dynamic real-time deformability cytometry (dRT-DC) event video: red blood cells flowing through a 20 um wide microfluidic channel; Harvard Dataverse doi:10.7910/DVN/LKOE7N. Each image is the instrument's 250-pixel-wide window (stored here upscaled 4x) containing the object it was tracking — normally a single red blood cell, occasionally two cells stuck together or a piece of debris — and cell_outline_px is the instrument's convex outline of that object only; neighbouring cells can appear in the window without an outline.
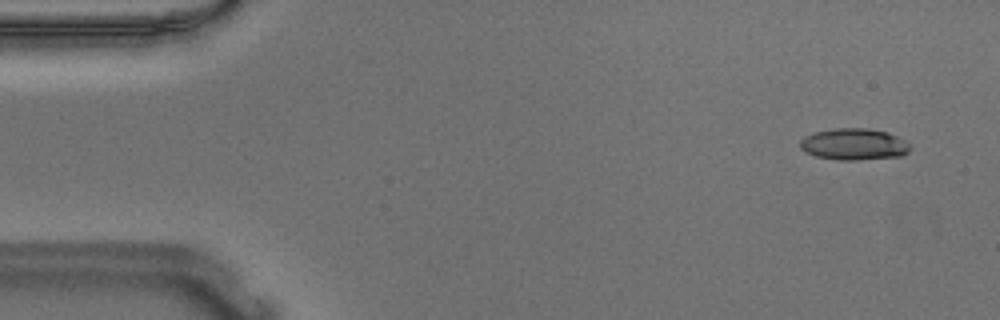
{"species": "Egyptian fruit bat (a non-hibernating species)", "species_latin": "Rousettus aegyptiacus", "temperature_condition": "warm", "stored_images_in_passage": 55, "camera_frame_rate_fps": 3000, "um_per_image_px": 0.085, "animal": {"sex": "male"}, "frame": {"image": 1, "passage_image": 4, "time_ms": 1.0, "image_size_px": [1000, 320], "cell_outline_px": [[912, 148], [908, 152], [900, 156], [856, 160], [836, 160], [816, 156], [804, 152], [800, 148], [800, 140], [804, 136], [816, 132], [836, 128], [868, 128], [888, 132], [912, 144]], "centroid_in_image_um": [72.59, 12.26], "position_along_channel_um": 12.4, "area_um2": 20.4}}
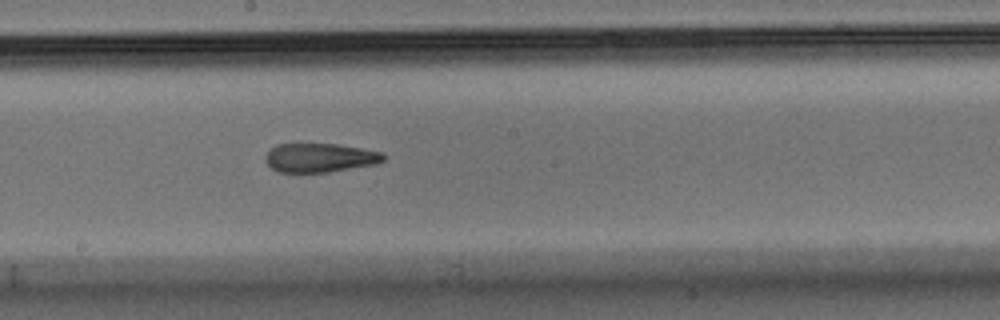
{"frame": {"image": 2, "passage_image": 30, "time_ms": 9.667, "image_size_px": [1000, 320], "cell_outline_px": [[384, 160], [376, 164], [328, 172], [276, 172], [264, 160], [268, 152], [276, 144], [336, 144], [384, 152]], "centroid_in_image_um": [27.19, 13.41], "position_along_channel_um": 221.0, "area_um2": 19.83}}
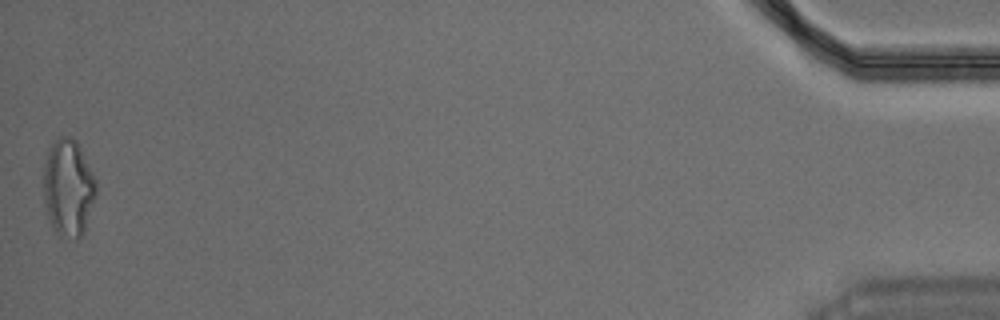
{"frame": {"image": 3, "passage_image": 55, "time_ms": 18.0, "image_size_px": [1000, 320], "cell_outline_px": [[96, 196], [84, 232], [80, 236], [60, 236], [56, 232], [48, 216], [44, 200], [44, 164], [48, 152], [52, 144], [60, 136], [72, 136], [76, 140], [96, 180]], "centroid_in_image_um": [5.81, 15.93], "position_along_channel_um": 429.4, "area_um2": 29.3}, "authors_computed_cell_mechanics": {"area_um2": 21.097, "velocity_mm_per_s": 3.665, "shape_relaxation_time_tau1_ms": 10.8249, "shape_relaxation_time_tau2_ms": 2.8112, "deformation_change_tau1": 0.2772, "deformation_change_tau2": 0.1269}}